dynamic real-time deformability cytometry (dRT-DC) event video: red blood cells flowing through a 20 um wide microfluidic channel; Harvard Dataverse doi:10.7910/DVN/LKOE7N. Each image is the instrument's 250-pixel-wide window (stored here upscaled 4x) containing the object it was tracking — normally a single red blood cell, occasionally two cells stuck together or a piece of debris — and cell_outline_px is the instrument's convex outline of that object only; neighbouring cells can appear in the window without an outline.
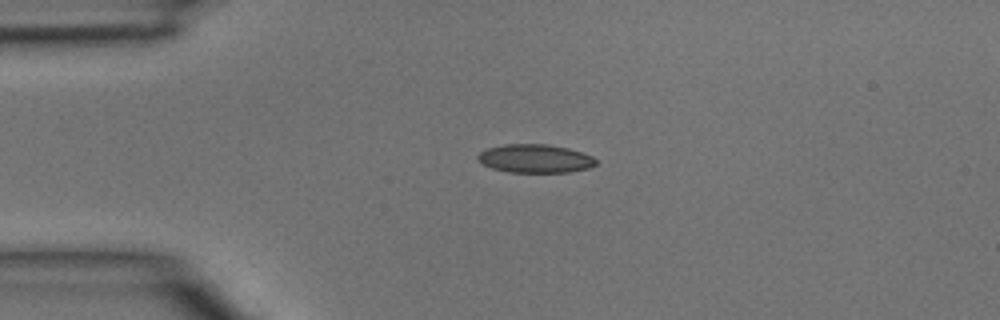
{"species": "common noctule bat (a hibernating species)", "species_latin": "Nyctalus noctula", "temperature_condition": "room temperature", "stored_images_in_passage": 3, "camera_frame_rate_fps": 3000, "um_per_image_px": 0.085, "animal": {"sex": "male", "body_mass_g": 15.6}, "frame": {"image": 1, "passage_image": 2, "time_ms": 0.333, "image_size_px": [1000, 320], "cell_outline_px": [[596, 164], [588, 168], [568, 172], [508, 172], [492, 168], [484, 164], [476, 156], [480, 152], [488, 148], [504, 144], [548, 144], [568, 148], [592, 156], [596, 160]], "centroid_in_image_um": [45.48, 13.47], "position_along_channel_um": 39.5, "area_um2": 19.42}}
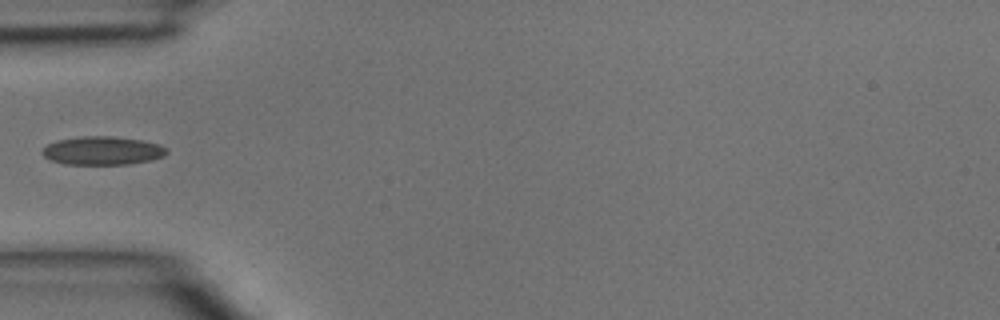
{"frame": {"image": 2, "passage_image": 3, "time_ms": 0.667, "image_size_px": [1000, 320], "cell_outline_px": [[168, 152], [164, 156], [152, 160], [128, 164], [64, 164], [52, 160], [44, 156], [40, 152], [48, 144], [56, 140], [84, 136], [112, 136], [140, 140], [160, 144], [168, 148]], "centroid_in_image_um": [8.74, 12.8], "position_along_channel_um": 76.3, "area_um2": 20.63}}